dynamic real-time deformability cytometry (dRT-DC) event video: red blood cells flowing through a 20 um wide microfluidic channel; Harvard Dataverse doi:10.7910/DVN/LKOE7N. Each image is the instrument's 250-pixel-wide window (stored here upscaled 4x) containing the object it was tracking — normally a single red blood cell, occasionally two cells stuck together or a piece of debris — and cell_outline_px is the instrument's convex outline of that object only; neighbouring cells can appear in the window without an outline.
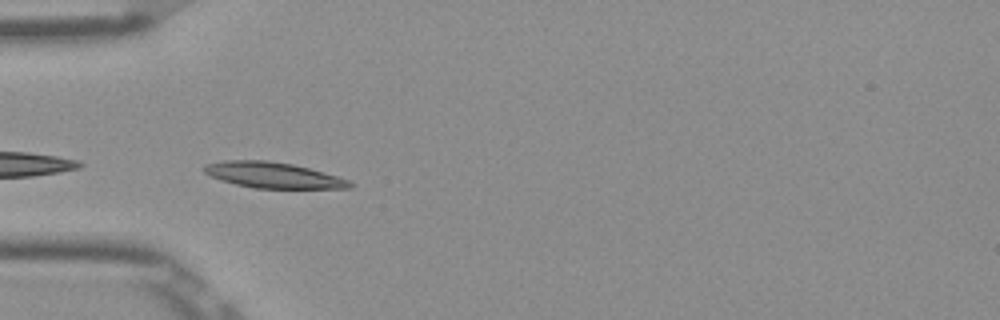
{"species": "Egyptian fruit bat (a non-hibernating species)", "species_latin": "Rousettus aegyptiacus", "temperature_condition": "room temperature", "stored_images_in_passage": 27, "camera_frame_rate_fps": 3000, "um_per_image_px": 0.085, "frame": {"image": 1, "passage_image": 1, "time_ms": 0.0, "image_size_px": [1000, 320], "cell_outline_px": [[356, 184], [352, 188], [252, 188], [220, 180], [204, 172], [204, 164], [224, 160], [268, 160], [292, 164], [308, 168], [336, 176], [348, 180]], "centroid_in_image_um": [23.2, 14.88], "position_along_channel_um": 61.8, "area_um2": 21.79}}
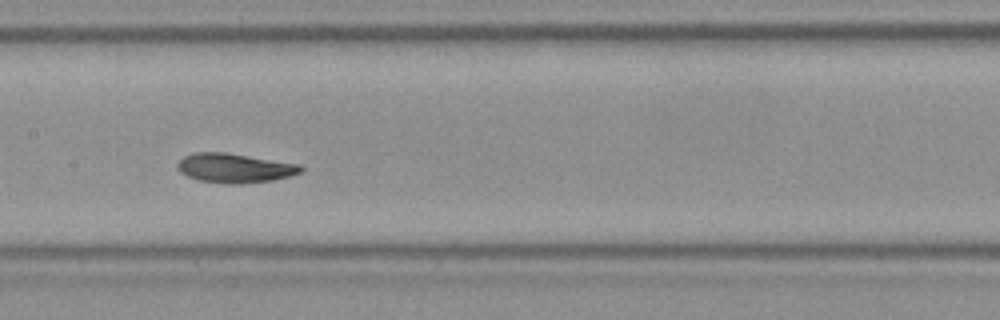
{"frame": {"image": 2, "passage_image": 11, "time_ms": 3.333, "image_size_px": [1000, 320], "cell_outline_px": [[304, 168], [300, 172], [288, 176], [272, 180], [240, 184], [228, 184], [200, 180], [188, 176], [180, 172], [176, 168], [176, 164], [184, 156], [192, 152], [224, 152], [300, 164]], "centroid_in_image_um": [19.91, 14.28], "position_along_channel_um": 187.5, "area_um2": 20.98}}
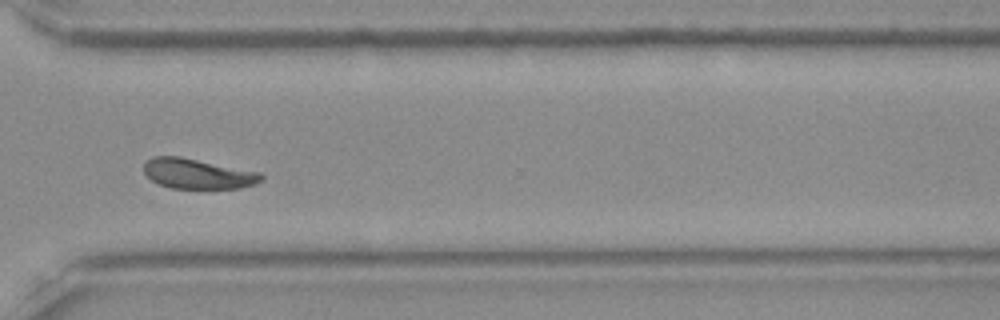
{"frame": {"image": 3, "passage_image": 24, "time_ms": 7.667, "image_size_px": [1000, 320], "cell_outline_px": [[264, 180], [256, 184], [240, 188], [172, 188], [160, 184], [152, 180], [144, 172], [144, 160], [152, 156], [180, 156], [260, 172], [264, 176]], "centroid_in_image_um": [16.82, 14.76], "position_along_channel_um": 353.8, "area_um2": 20.69}, "authors_computed_cell_mechanics": {"area_um2": 21.0392, "velocity_mm_per_s": 3.8423, "shape_relaxation_time_tau1_ms": 3.3227, "shape_relaxation_time_tau2_ms": 1.3511, "deformation_change_tau1": 0.1207, "deformation_change_tau2": 0.0532}}